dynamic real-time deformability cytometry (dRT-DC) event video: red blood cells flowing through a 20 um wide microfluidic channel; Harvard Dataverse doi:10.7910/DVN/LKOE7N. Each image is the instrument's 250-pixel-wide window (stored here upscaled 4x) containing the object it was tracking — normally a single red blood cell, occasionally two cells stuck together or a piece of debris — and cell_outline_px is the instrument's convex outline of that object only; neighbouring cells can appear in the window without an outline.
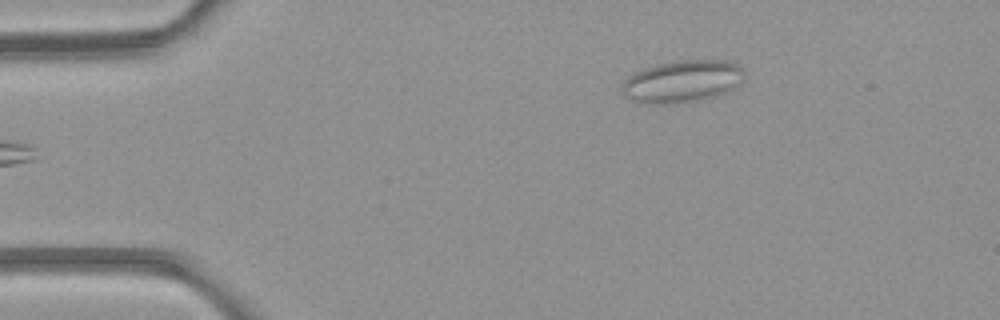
{"species": "common noctule bat (a hibernating species)", "species_latin": "Nyctalus noctula", "temperature_condition": "room temperature", "stored_images_in_passage": 5, "camera_frame_rate_fps": 3000, "um_per_image_px": 0.085, "animal": {"sex": "female", "body_mass_g": 21.9}, "frame": {"image": 1, "passage_image": 5, "time_ms": 4.333, "image_size_px": [1000, 320], "cell_outline_px": [[744, 80], [740, 84], [728, 92], [704, 100], [664, 104], [652, 104], [632, 100], [624, 96], [620, 92], [624, 80], [628, 76], [644, 68], [656, 64], [680, 60], [728, 60], [740, 64], [744, 68]], "centroid_in_image_um": [58.04, 6.91], "position_along_channel_um": 27.0, "area_um2": 30.63}}